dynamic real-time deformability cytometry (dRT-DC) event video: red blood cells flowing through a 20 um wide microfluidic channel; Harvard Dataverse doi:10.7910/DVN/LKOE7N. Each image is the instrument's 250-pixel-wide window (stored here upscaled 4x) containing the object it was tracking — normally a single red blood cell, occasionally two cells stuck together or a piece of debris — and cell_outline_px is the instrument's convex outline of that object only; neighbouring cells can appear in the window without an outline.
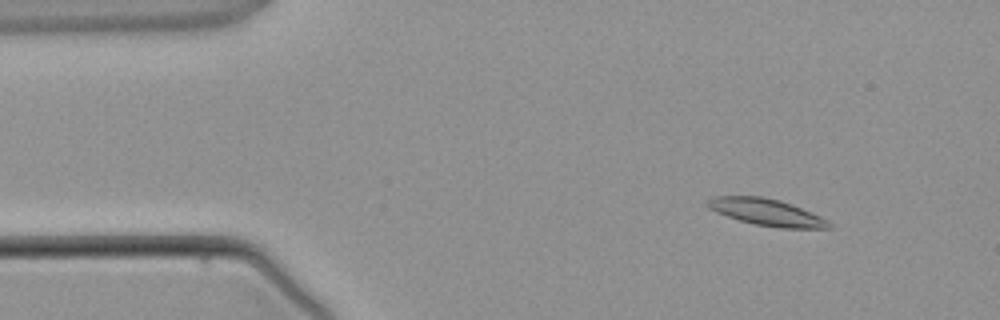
{"species": "common noctule bat (a hibernating species)", "species_latin": "Nyctalus noctula", "temperature_condition": "warm", "stored_images_in_passage": 3, "camera_frame_rate_fps": 3000, "um_per_image_px": 0.085, "animal": {"sex": "male", "body_mass_g": 21.5, "forearm_length_mm": 52.0}, "frame": {"image": 1, "passage_image": 1, "time_ms": 0.0, "image_size_px": [1000, 320], "cell_outline_px": [[832, 228], [780, 228], [756, 224], [740, 220], [716, 212], [708, 208], [704, 204], [712, 196], [764, 196], [780, 200], [792, 204], [820, 216], [828, 220], [832, 224]], "centroid_in_image_um": [65.15, 18.03], "position_along_channel_um": 19.8, "area_um2": 18.96}}
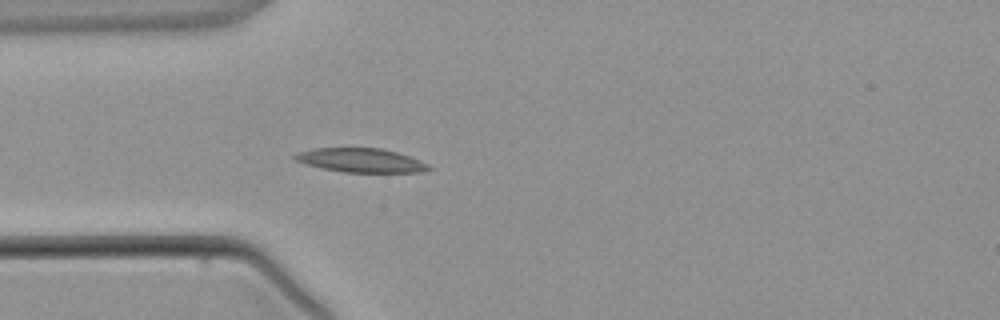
{"frame": {"image": 2, "passage_image": 3, "time_ms": 2.333, "image_size_px": [1000, 320], "cell_outline_px": [[436, 168], [420, 172], [344, 172], [304, 164], [296, 160], [292, 156], [296, 152], [316, 148], [380, 148], [396, 152], [420, 160]], "centroid_in_image_um": [30.69, 13.63], "position_along_channel_um": 54.3, "area_um2": 18.67}}